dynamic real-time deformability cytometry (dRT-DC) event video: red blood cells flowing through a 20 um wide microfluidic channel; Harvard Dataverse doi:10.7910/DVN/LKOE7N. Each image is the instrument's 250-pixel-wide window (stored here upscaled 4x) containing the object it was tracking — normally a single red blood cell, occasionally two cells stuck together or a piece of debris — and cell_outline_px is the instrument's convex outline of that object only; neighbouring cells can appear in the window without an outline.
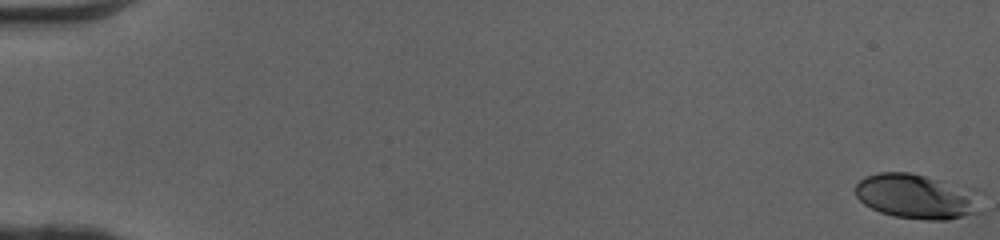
{"species": "human", "species_latin": "Homo sapiens", "temperature_condition": "cold", "stored_images_in_passage": 52, "camera_frame_rate_fps": 3000, "um_per_image_px": 0.085, "donor": {"sex": "female"}, "frame": {"image": 1, "passage_image": 1, "time_ms": 0.0, "image_size_px": [1000, 240], "cell_outline_px": [[984, 212], [948, 220], [928, 220], [896, 216], [880, 212], [864, 204], [856, 196], [856, 184], [864, 176], [880, 172], [908, 172], [980, 188], [984, 192]], "centroid_in_image_um": [78.13, 16.69], "position_along_channel_um": 6.9, "area_um2": 34.28}}
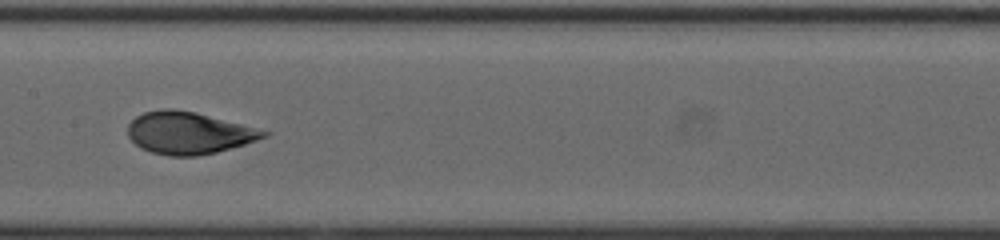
{"frame": {"image": 2, "passage_image": 28, "time_ms": 9.0, "image_size_px": [1000, 240], "cell_outline_px": [[272, 132], [268, 136], [244, 144], [216, 152], [200, 156], [168, 156], [152, 152], [140, 148], [128, 136], [128, 124], [136, 116], [144, 112], [160, 108], [172, 108], [196, 112]], "centroid_in_image_um": [16.02, 11.29], "position_along_channel_um": 191.4, "area_um2": 33.41}}
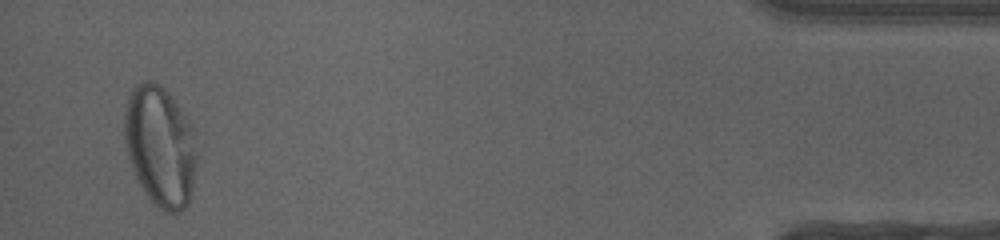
{"frame": {"image": 3, "passage_image": 50, "time_ms": 16.333, "image_size_px": [1000, 240], "cell_outline_px": [[196, 164], [188, 204], [180, 212], [164, 212], [148, 196], [140, 184], [132, 168], [128, 156], [124, 140], [124, 108], [128, 96], [132, 88], [136, 84], [144, 80], [152, 80], [164, 88], [172, 96], [188, 120], [192, 128], [196, 156]], "centroid_in_image_um": [13.58, 12.37], "position_along_channel_um": 421.6, "area_um2": 50.63}, "authors_computed_cell_mechanics": {"area_um2": 33.2928, "velocity_mm_per_s": 4.0883, "shape_relaxation_time_tau1_ms": 3.5424, "shape_relaxation_time_tau2_ms": 0.6099, "deformation_change_tau1": 0.1824, "deformation_change_tau2": 0.0521}}